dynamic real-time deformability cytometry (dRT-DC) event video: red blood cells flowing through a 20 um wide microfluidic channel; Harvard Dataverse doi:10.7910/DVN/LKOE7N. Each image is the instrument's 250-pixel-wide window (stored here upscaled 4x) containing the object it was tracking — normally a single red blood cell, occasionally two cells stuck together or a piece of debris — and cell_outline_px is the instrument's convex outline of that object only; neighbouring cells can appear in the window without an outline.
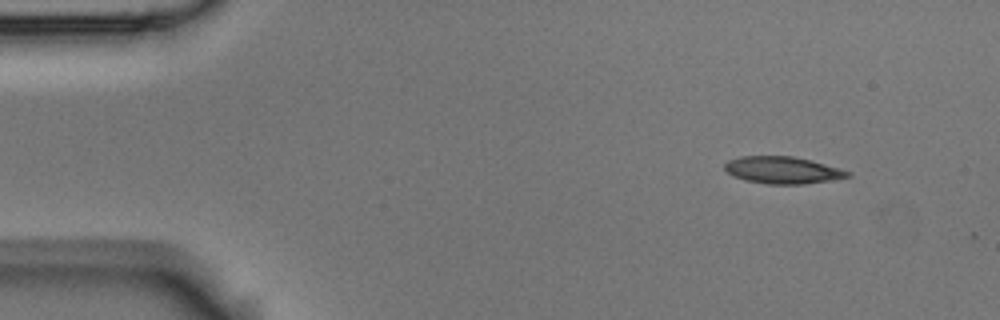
{"species": "Egyptian fruit bat (a non-hibernating species)", "species_latin": "Rousettus aegyptiacus", "temperature_condition": "room temperature", "stored_images_in_passage": 2, "camera_frame_rate_fps": 3000, "um_per_image_px": 0.085, "animal": {"sex": "male"}, "frame": {"image": 1, "passage_image": 1, "time_ms": 0.0, "image_size_px": [1000, 320], "cell_outline_px": [[852, 176], [804, 184], [768, 184], [744, 180], [732, 176], [724, 168], [724, 164], [728, 160], [740, 156], [792, 156], [812, 160], [852, 172]], "centroid_in_image_um": [66.5, 14.45], "position_along_channel_um": 18.5, "area_um2": 19.42}}